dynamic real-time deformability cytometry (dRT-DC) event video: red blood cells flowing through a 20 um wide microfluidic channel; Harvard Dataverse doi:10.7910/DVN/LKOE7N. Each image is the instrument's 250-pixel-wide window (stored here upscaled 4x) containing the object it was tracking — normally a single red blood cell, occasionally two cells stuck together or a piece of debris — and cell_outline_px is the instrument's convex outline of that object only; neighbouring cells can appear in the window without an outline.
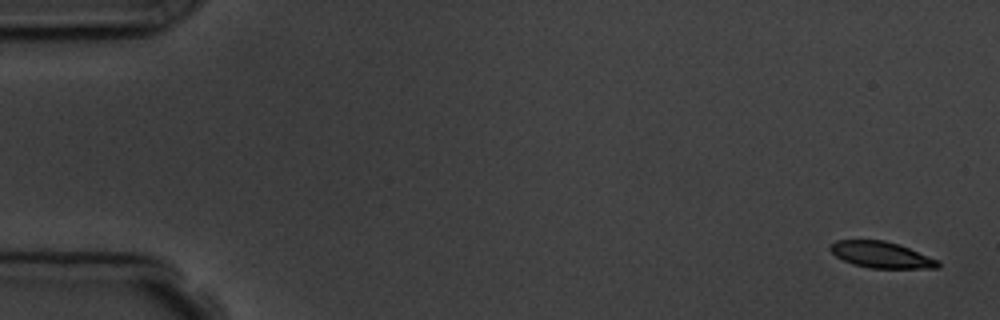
{"species": "common noctule bat (a hibernating species)", "species_latin": "Nyctalus noctula", "temperature_condition": "room temperature", "stored_images_in_passage": 4, "camera_frame_rate_fps": 3000, "um_per_image_px": 0.085, "animal": {"sex": "male", "body_mass_g": 19.5, "forearm_length_mm": 54.6}, "frame": {"image": 1, "passage_image": 1, "time_ms": 0.0, "image_size_px": [1000, 320], "cell_outline_px": [[940, 268], [868, 268], [852, 264], [836, 256], [828, 248], [836, 240], [884, 240], [908, 248], [940, 260]], "centroid_in_image_um": [74.92, 21.67], "position_along_channel_um": 10.1, "area_um2": 16.42}}
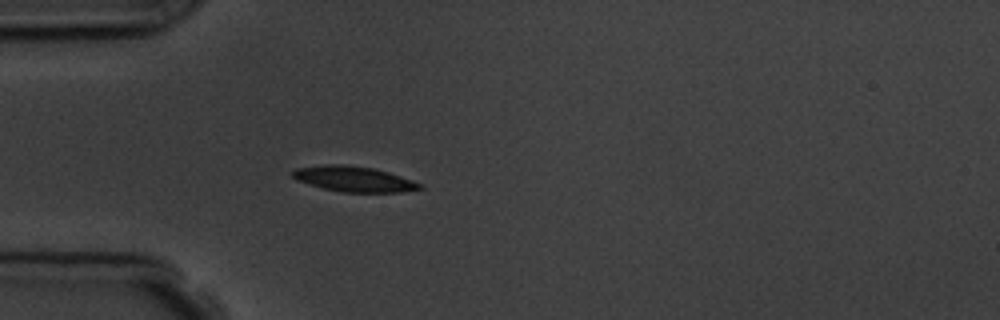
{"frame": {"image": 2, "passage_image": 4, "time_ms": 4.667, "image_size_px": [1000, 320], "cell_outline_px": [[424, 188], [400, 192], [344, 192], [324, 188], [296, 180], [292, 176], [292, 172], [296, 168], [324, 164], [344, 164], [372, 168], [388, 172], [424, 184]], "centroid_in_image_um": [30.09, 15.21], "position_along_channel_um": 54.9, "area_um2": 18.73}}